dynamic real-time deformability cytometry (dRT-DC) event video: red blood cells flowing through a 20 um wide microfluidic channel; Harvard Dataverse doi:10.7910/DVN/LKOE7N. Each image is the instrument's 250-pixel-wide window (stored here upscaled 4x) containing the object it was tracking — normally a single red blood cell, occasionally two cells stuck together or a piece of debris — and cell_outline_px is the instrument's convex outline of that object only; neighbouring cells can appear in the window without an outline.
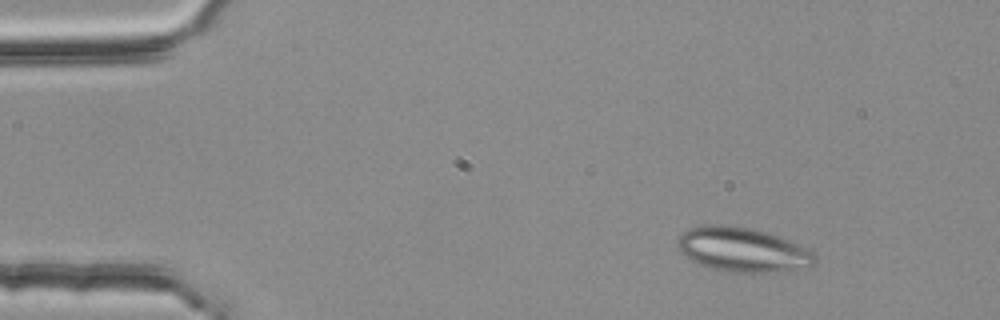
{"species": "common noctule bat (a hibernating species)", "species_latin": "Nyctalus noctula", "temperature_condition": "room temperature", "stored_images_in_passage": 3, "camera_frame_rate_fps": 3000, "um_per_image_px": 0.085, "animal": {"sex": "female", "body_mass_g": 25.1}, "frame": {"image": 1, "passage_image": 1, "time_ms": 0.0, "image_size_px": [1000, 320], "cell_outline_px": [[816, 260], [812, 264], [768, 272], [728, 272], [708, 268], [684, 256], [680, 252], [676, 244], [680, 236], [684, 232], [692, 228], [712, 224], [724, 224], [752, 228], [768, 232], [788, 240], [812, 252], [816, 256]], "centroid_in_image_um": [63.03, 21.2], "position_along_channel_um": 22.0, "area_um2": 34.85}}